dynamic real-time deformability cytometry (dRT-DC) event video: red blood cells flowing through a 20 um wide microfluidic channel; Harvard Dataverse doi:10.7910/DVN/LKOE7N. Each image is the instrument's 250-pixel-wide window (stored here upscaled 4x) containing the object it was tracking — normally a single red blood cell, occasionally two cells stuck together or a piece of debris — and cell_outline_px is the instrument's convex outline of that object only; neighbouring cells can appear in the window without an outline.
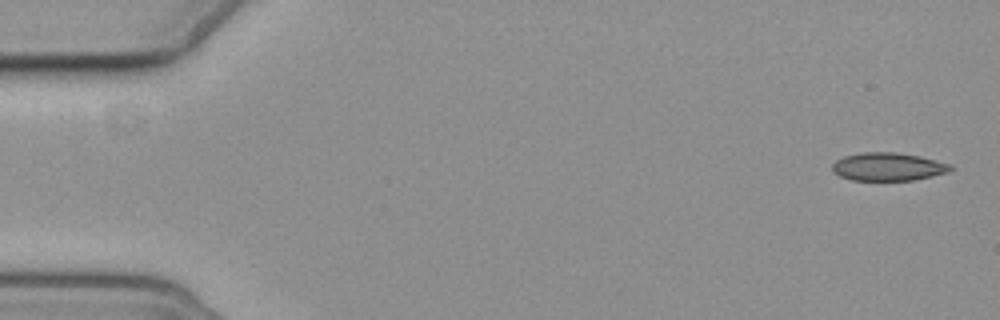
{"species": "common noctule bat (a hibernating species)", "species_latin": "Nyctalus noctula", "temperature_condition": "cold", "stored_images_in_passage": 5, "camera_frame_rate_fps": 3000, "um_per_image_px": 0.085, "animal": {"sex": "female", "body_mass_g": 19.3, "forearm_length_mm": 54.1}, "frame": {"image": 1, "passage_image": 1, "time_ms": 0.0, "image_size_px": [1000, 320], "cell_outline_px": [[952, 168], [948, 172], [932, 176], [912, 180], [852, 180], [840, 176], [832, 172], [832, 164], [836, 160], [844, 156], [860, 152], [896, 152], [920, 156], [952, 164]], "centroid_in_image_um": [75.47, 14.16], "position_along_channel_um": 9.5, "area_um2": 19.42}}